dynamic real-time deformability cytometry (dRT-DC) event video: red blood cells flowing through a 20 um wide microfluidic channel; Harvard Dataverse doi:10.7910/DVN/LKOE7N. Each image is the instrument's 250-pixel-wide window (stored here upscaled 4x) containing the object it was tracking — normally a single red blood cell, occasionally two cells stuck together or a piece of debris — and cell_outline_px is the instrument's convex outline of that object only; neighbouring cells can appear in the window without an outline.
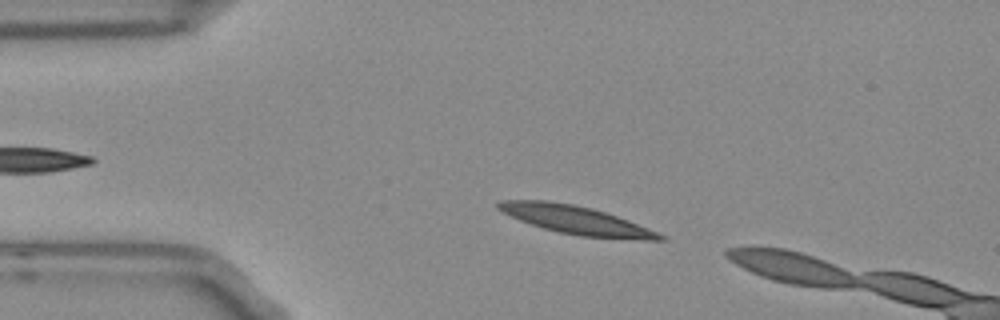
{"species": "Egyptian fruit bat (a non-hibernating species)", "species_latin": "Rousettus aegyptiacus", "temperature_condition": "room temperature", "stored_images_in_passage": 8, "camera_frame_rate_fps": 3000, "um_per_image_px": 0.085, "frame": {"image": 1, "passage_image": 4, "time_ms": 1.0, "image_size_px": [1000, 320], "cell_outline_px": [[668, 240], [644, 240], [580, 236], [560, 232], [544, 228], [520, 220], [496, 208], [496, 204], [500, 200], [548, 200], [572, 204], [604, 212], [628, 220], [656, 232], [664, 236]], "centroid_in_image_um": [48.95, 18.7], "position_along_channel_um": 36.1, "area_um2": 26.13}}